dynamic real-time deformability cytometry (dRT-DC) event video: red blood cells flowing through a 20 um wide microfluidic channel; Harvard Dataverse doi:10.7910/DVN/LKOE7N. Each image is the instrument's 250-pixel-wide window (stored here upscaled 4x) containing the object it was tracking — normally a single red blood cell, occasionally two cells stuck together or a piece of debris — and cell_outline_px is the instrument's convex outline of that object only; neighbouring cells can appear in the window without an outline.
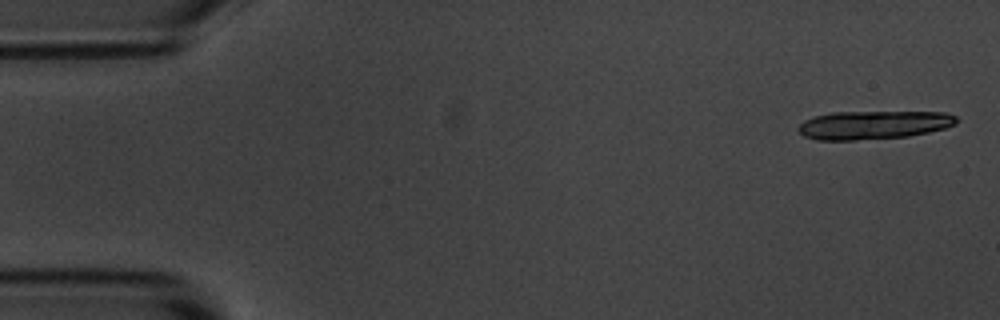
{"species": "common noctule bat (a hibernating species)", "species_latin": "Nyctalus noctula", "temperature_condition": "room temperature", "stored_images_in_passage": 5, "camera_frame_rate_fps": 3000, "um_per_image_px": 0.085, "animal": {"sex": "male", "body_mass_g": 20.1, "forearm_length_mm": 53.5}, "frame": {"image": 1, "passage_image": 1, "time_ms": 0.0, "image_size_px": [1000, 320], "cell_outline_px": [[956, 124], [944, 128], [928, 132], [908, 136], [856, 140], [816, 140], [804, 136], [796, 128], [804, 120], [812, 116], [832, 112], [948, 112], [956, 116]], "centroid_in_image_um": [74.21, 10.61], "position_along_channel_um": 10.8, "area_um2": 26.3}}